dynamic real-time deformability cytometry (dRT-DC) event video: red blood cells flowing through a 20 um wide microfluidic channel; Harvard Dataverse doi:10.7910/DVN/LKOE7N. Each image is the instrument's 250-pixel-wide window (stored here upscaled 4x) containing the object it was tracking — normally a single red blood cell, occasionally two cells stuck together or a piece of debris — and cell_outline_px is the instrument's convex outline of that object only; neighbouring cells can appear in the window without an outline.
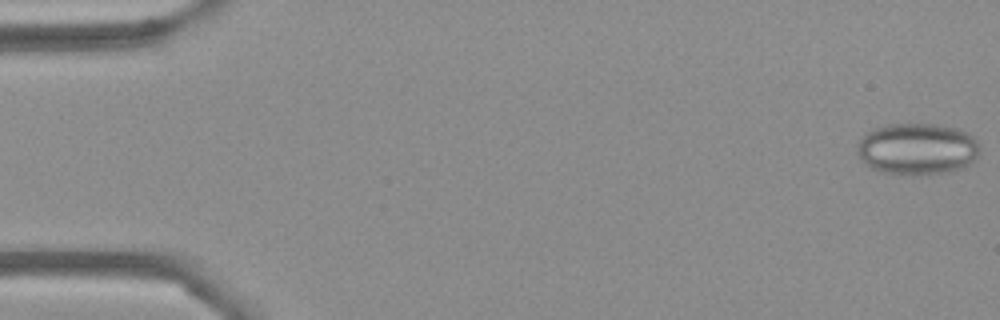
{"species": "Egyptian fruit bat (a non-hibernating species)", "species_latin": "Rousettus aegyptiacus", "temperature_condition": "cold", "stored_images_in_passage": 54, "camera_frame_rate_fps": 3000, "um_per_image_px": 0.085, "frame": {"image": 1, "passage_image": 1, "time_ms": 0.0, "image_size_px": [1000, 320], "cell_outline_px": [[980, 148], [976, 156], [964, 168], [948, 172], [920, 176], [880, 172], [864, 164], [856, 152], [856, 144], [872, 128], [888, 124], [932, 124], [956, 128], [968, 132], [980, 144]], "centroid_in_image_um": [77.94, 12.67], "position_along_channel_um": 7.1, "area_um2": 37.34}}
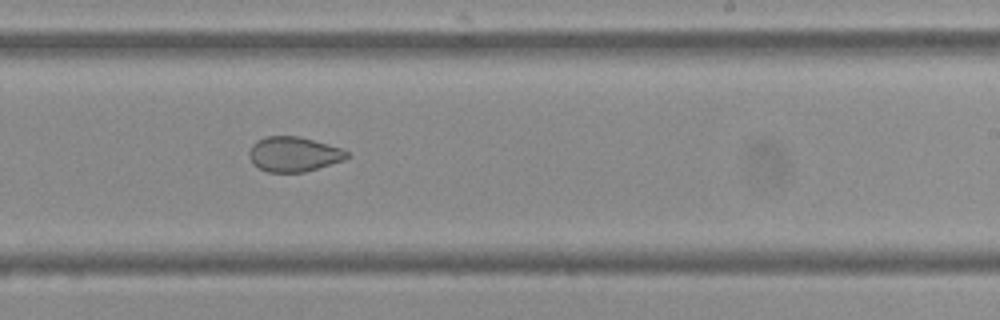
{"frame": {"image": 2, "passage_image": 33, "time_ms": 10.667, "image_size_px": [1000, 320], "cell_outline_px": [[348, 156], [344, 160], [304, 172], [268, 172], [252, 164], [248, 156], [248, 152], [252, 144], [256, 140], [264, 136], [300, 136], [340, 148], [348, 152]], "centroid_in_image_um": [24.91, 13.1], "position_along_channel_um": 264.1, "area_um2": 19.88}}
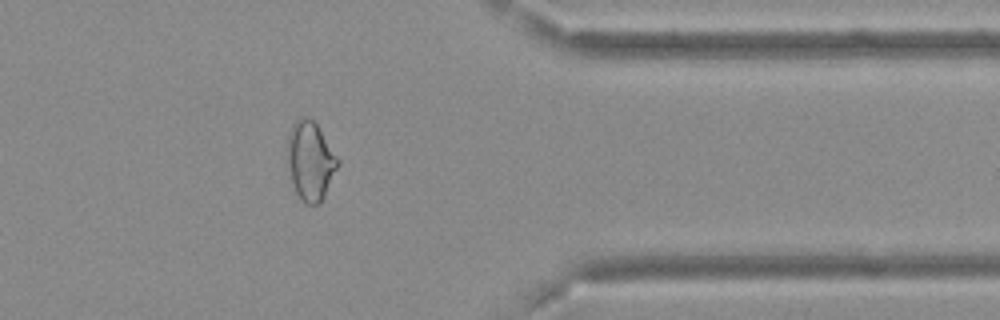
{"frame": {"image": 3, "passage_image": 44, "time_ms": 14.333, "image_size_px": [1000, 320], "cell_outline_px": [[340, 164], [320, 204], [308, 204], [296, 192], [284, 156], [288, 136], [292, 124], [300, 116], [308, 116], [316, 124], [340, 160]], "centroid_in_image_um": [26.36, 13.63], "position_along_channel_um": 385.0, "area_um2": 23.35}, "authors_computed_cell_mechanics": {"area_um2": 24.1604, "velocity_mm_per_s": 3.7029, "shape_relaxation_time_tau1_ms": null, "shape_relaxation_time_tau2_ms": 1.9298, "deformation_change_tau1": null, "deformation_change_tau2": 0.0671}}